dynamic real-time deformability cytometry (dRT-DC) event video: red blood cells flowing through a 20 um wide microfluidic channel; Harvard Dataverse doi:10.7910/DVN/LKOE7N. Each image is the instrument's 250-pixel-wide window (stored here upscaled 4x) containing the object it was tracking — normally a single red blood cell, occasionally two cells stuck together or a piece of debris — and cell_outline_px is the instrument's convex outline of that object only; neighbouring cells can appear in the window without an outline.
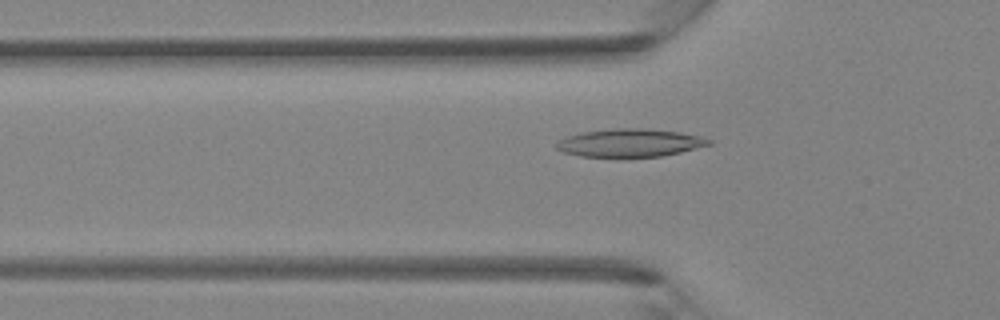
{"species": "Egyptian fruit bat (a non-hibernating species)", "species_latin": "Rousettus aegyptiacus", "temperature_condition": "room temperature", "stored_images_in_passage": 44, "camera_frame_rate_fps": 3000, "um_per_image_px": 0.085, "animal": {"sex": "female"}, "frame": {"image": 1, "passage_image": 15, "time_ms": 4.667, "image_size_px": [1000, 320], "cell_outline_px": [[712, 144], [680, 152], [660, 156], [580, 156], [564, 152], [556, 148], [556, 144], [560, 140], [568, 136], [580, 132], [616, 128], [648, 128], [680, 132], [704, 136], [712, 140]], "centroid_in_image_um": [53.59, 12.12], "position_along_channel_um": 72.2, "area_um2": 24.74}}
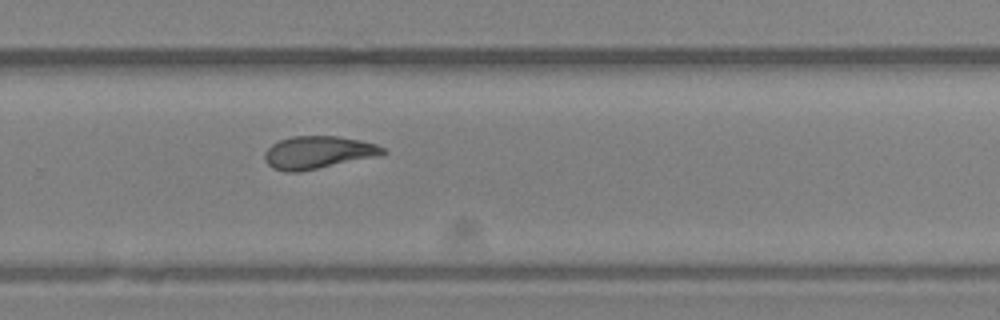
{"frame": {"image": 2, "passage_image": 30, "time_ms": 9.667, "image_size_px": [1000, 320], "cell_outline_px": [[388, 152], [380, 156], [300, 172], [284, 172], [272, 168], [264, 160], [264, 152], [272, 144], [280, 140], [292, 136], [336, 136], [360, 140], [376, 144], [384, 148]], "centroid_in_image_um": [27.04, 12.97], "position_along_channel_um": 302.8, "area_um2": 22.72}}
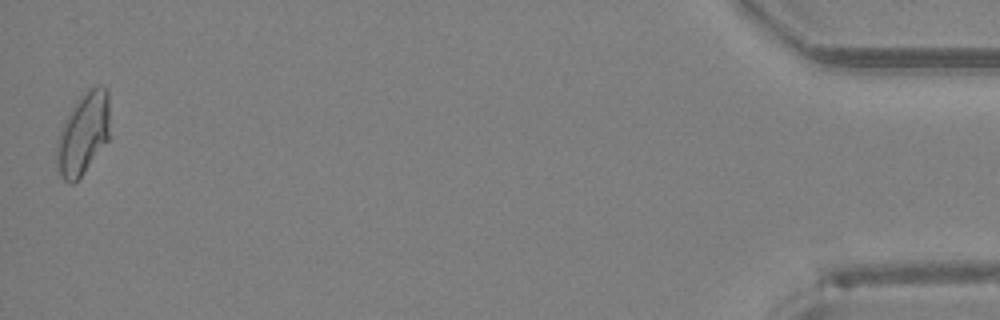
{"frame": {"image": 3, "passage_image": 44, "time_ms": 14.333, "image_size_px": [1000, 320], "cell_outline_px": [[108, 140], [84, 172], [72, 184], [64, 180], [60, 176], [56, 156], [56, 144], [60, 128], [64, 120], [76, 100], [88, 88], [100, 84], [108, 88]], "centroid_in_image_um": [7.05, 11.32], "position_along_channel_um": 428.1, "area_um2": 25.32}}